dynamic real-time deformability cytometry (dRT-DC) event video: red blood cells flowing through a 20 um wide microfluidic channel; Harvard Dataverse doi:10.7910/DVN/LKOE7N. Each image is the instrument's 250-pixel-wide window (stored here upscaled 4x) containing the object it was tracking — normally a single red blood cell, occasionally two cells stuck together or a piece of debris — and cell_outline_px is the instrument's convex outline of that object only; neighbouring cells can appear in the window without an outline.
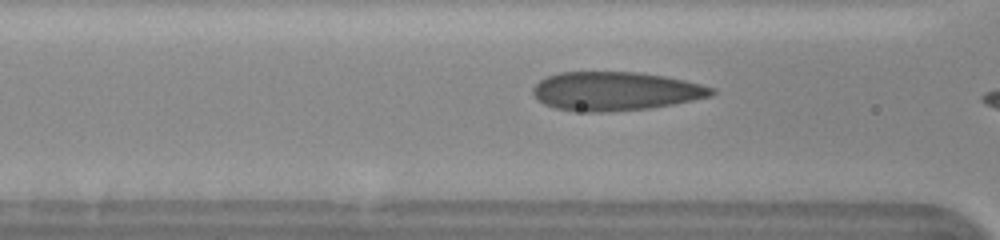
{"species": "human", "species_latin": "Homo sapiens", "temperature_condition": "cold", "stored_images_in_passage": 7, "camera_frame_rate_fps": 3000, "um_per_image_px": 0.085, "donor": {"sex": "female"}, "frame": {"image": 1, "passage_image": 5, "time_ms": 1.333, "image_size_px": [1000, 240], "cell_outline_px": [[716, 92], [712, 96], [672, 104], [648, 108], [608, 112], [588, 112], [556, 108], [544, 104], [536, 100], [532, 92], [532, 88], [540, 80], [548, 76], [560, 72], [640, 72], [664, 76], [684, 80], [700, 84], [712, 88]], "centroid_in_image_um": [52.28, 7.75], "position_along_channel_um": 114.3, "area_um2": 40.23}}